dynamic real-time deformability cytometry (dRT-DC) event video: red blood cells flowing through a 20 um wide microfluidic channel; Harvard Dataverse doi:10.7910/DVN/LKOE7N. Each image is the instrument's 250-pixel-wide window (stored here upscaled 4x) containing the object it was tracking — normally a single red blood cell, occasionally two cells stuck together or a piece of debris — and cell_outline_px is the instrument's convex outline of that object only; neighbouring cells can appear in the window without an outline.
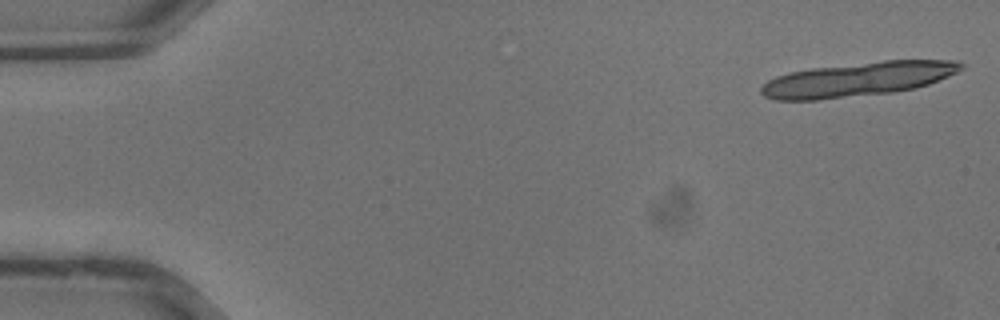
{"species": "common noctule bat (a hibernating species)", "species_latin": "Nyctalus noctula", "temperature_condition": "warm", "stored_images_in_passage": 7, "camera_frame_rate_fps": 3000, "um_per_image_px": 0.085, "animal": {"sex": "male", "body_mass_g": 13.3}, "frame": {"image": 1, "passage_image": 1, "time_ms": 0.0, "image_size_px": [1000, 320], "cell_outline_px": [[964, 68], [948, 76], [928, 84], [916, 88], [892, 92], [816, 100], [776, 100], [764, 96], [760, 92], [760, 88], [768, 80], [776, 76], [788, 72], [812, 68], [884, 60], [956, 60], [964, 64]], "centroid_in_image_um": [72.9, 6.73], "position_along_channel_um": 12.1, "area_um2": 39.77}}